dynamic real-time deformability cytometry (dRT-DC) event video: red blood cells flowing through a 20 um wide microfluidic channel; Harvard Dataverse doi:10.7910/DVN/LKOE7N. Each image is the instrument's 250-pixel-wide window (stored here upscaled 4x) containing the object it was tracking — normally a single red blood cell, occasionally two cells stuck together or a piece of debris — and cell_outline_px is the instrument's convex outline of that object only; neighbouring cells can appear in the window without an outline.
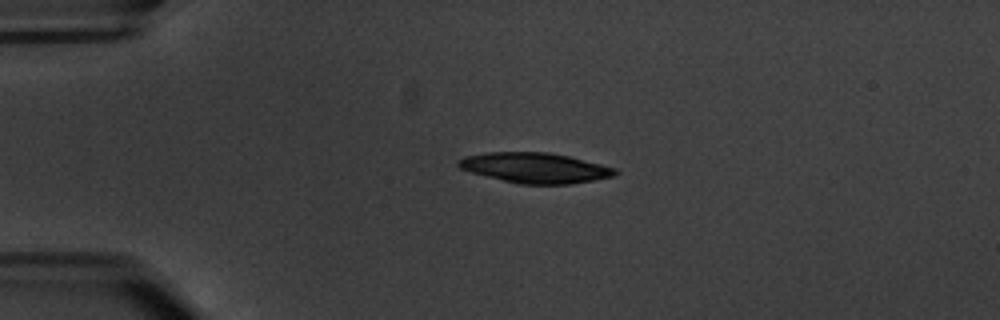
{"species": "common noctule bat (a hibernating species)", "species_latin": "Nyctalus noctula", "temperature_condition": "warm", "stored_images_in_passage": 4, "camera_frame_rate_fps": 3000, "um_per_image_px": 0.085, "animal": {"sex": "male", "body_mass_g": 20.1, "forearm_length_mm": 53.5}, "frame": {"image": 1, "passage_image": 3, "time_ms": 2.333, "image_size_px": [1000, 320], "cell_outline_px": [[620, 172], [616, 176], [572, 184], [520, 184], [472, 172], [460, 168], [456, 164], [456, 160], [464, 156], [488, 152], [548, 152], [568, 156], [616, 168]], "centroid_in_image_um": [45.51, 14.26], "position_along_channel_um": 39.5, "area_um2": 27.57}}